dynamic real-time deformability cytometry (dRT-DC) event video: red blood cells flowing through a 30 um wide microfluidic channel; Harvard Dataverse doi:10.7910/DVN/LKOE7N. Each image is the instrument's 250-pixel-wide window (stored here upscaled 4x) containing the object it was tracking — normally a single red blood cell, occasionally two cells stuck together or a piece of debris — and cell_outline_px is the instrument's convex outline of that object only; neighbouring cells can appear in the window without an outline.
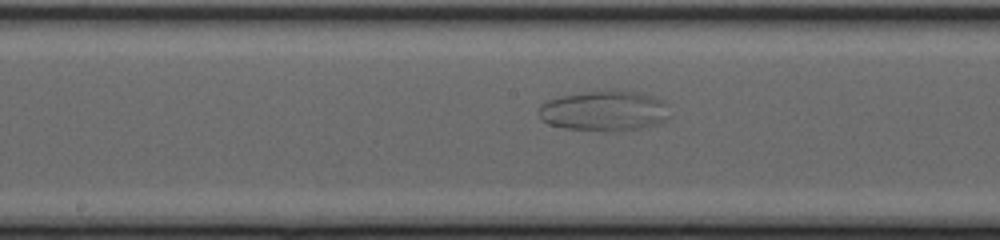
{"species": "common noctule bat (a hibernating species)", "species_latin": "Nyctalus noctula", "temperature_condition": "cold", "stored_images_in_passage": 52, "camera_frame_rate_fps": 3000, "um_per_image_px": 0.085, "animal": {"sex": "female", "body_mass_g": 20.0, "forearm_length_mm": 54.0}, "frame": {"image": 1, "passage_image": 29, "time_ms": 9.333, "image_size_px": [1000, 240], "cell_outline_px": [[668, 120], [656, 124], [640, 128], [616, 132], [600, 132], [564, 128], [548, 124], [540, 116], [540, 104], [548, 100], [560, 96], [588, 92], [640, 92], [664, 100], [668, 116]], "centroid_in_image_um": [51.37, 9.46], "position_along_channel_um": 196.8, "area_um2": 30.52}}
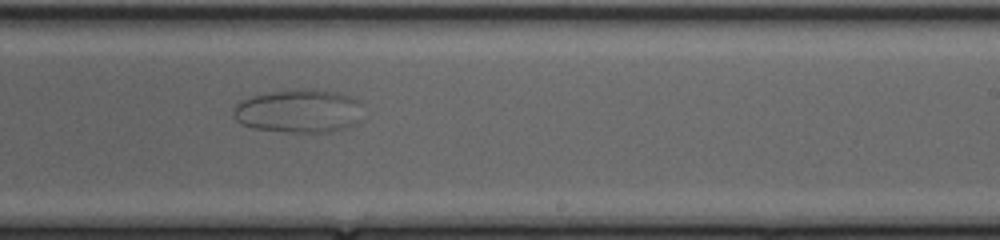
{"frame": {"image": 2, "passage_image": 34, "time_ms": 11.0, "image_size_px": [1000, 240], "cell_outline_px": [[360, 120], [356, 124], [348, 128], [332, 132], [288, 132], [252, 128], [236, 120], [232, 116], [232, 108], [240, 100], [252, 96], [268, 92], [292, 88], [316, 88], [356, 96], [360, 100]], "centroid_in_image_um": [25.42, 9.41], "position_along_channel_um": 263.6, "area_um2": 33.7}}